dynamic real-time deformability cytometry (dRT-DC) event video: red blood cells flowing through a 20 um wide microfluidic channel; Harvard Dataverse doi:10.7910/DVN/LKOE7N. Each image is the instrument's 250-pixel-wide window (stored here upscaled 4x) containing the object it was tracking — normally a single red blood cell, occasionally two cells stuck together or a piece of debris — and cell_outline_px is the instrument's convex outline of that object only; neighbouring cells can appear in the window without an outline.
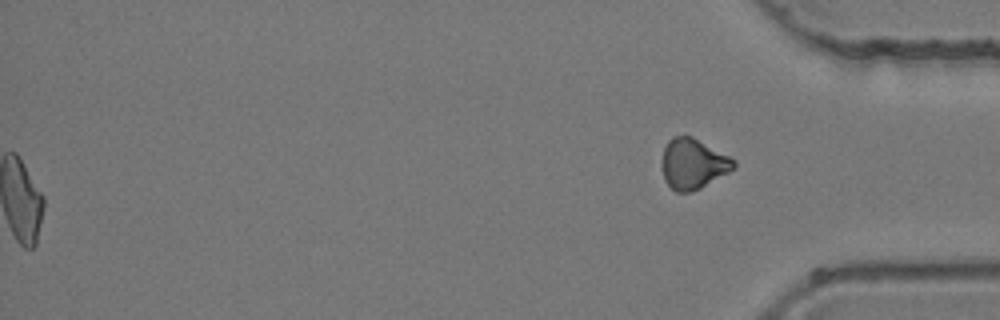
{"species": "common noctule bat (a hibernating species)", "species_latin": "Nyctalus noctula", "temperature_condition": "room temperature", "stored_images_in_passage": 39, "segment_of_instrument_passage": [2, 2], "camera_frame_rate_fps": 3000, "um_per_image_px": 0.085, "animal": {"sex": "female", "body_mass_g": 24.6, "forearm_length_mm": 56.2}, "frame": {"image": 1, "passage_image": 39, "time_ms": 12.667, "image_size_px": [1000, 320], "cell_outline_px": [[736, 164], [728, 172], [700, 188], [688, 192], [676, 192], [664, 180], [660, 164], [660, 160], [664, 148], [668, 140], [672, 136], [692, 136], [736, 160]], "centroid_in_image_um": [58.85, 13.91], "position_along_channel_um": 376.3, "area_um2": 21.04}}